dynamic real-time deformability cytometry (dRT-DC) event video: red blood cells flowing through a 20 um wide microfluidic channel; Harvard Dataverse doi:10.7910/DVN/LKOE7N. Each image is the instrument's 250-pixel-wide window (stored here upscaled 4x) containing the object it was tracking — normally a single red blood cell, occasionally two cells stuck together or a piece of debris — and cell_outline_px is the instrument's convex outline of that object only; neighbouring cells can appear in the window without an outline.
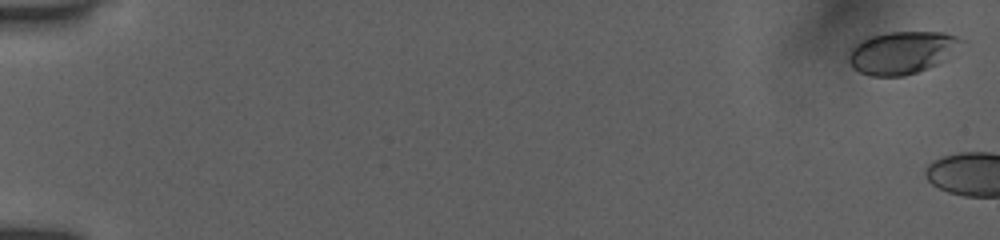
{"species": "human", "species_latin": "Homo sapiens", "temperature_condition": "room temperature", "stored_images_in_passage": 6, "camera_frame_rate_fps": 3000, "um_per_image_px": 0.085, "donor": {"sex": "female"}, "frame": {"image": 1, "passage_image": 1, "time_ms": 0.0, "image_size_px": [1000, 240], "cell_outline_px": [[968, 44], [936, 64], [928, 68], [904, 76], [872, 76], [860, 72], [852, 68], [848, 60], [848, 52], [856, 44], [872, 36], [888, 32], [944, 32], [968, 40]], "centroid_in_image_um": [76.73, 4.46], "position_along_channel_um": 8.3, "area_um2": 28.15}}